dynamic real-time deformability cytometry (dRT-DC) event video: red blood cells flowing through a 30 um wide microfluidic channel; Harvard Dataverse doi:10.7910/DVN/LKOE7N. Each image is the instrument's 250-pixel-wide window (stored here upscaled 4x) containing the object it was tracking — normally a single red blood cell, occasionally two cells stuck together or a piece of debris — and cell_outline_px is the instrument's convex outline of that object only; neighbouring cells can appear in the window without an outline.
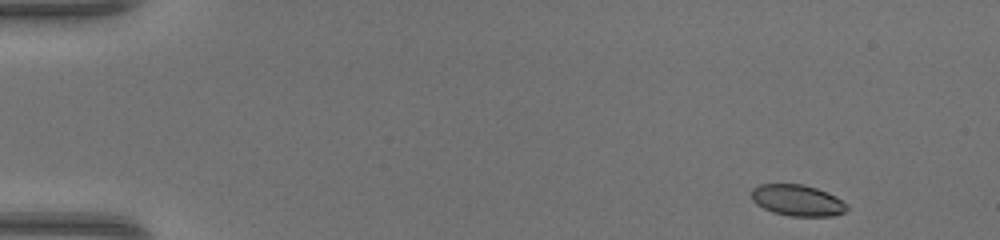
{"species": "common noctule bat (a hibernating species)", "species_latin": "Nyctalus noctula", "temperature_condition": "warm", "stored_images_in_passage": 45, "camera_frame_rate_fps": 3000, "um_per_image_px": 0.085, "animal": {"sex": "female", "body_mass_g": 17.0, "forearm_length_mm": 48.0}, "frame": {"image": 1, "passage_image": 1, "time_ms": 0.0, "image_size_px": [1000, 240], "cell_outline_px": [[848, 208], [844, 212], [832, 216], [788, 216], [772, 212], [756, 204], [752, 200], [752, 188], [760, 184], [804, 184], [816, 188], [836, 196], [848, 204]], "centroid_in_image_um": [67.78, 17.03], "position_along_channel_um": 17.2, "area_um2": 17.46}}
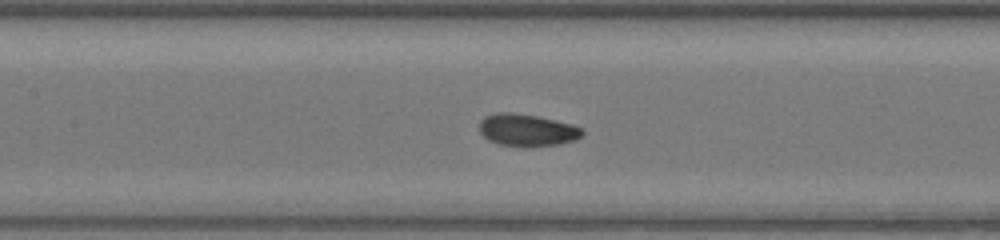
{"frame": {"image": 2, "passage_image": 20, "time_ms": 6.333, "image_size_px": [1000, 240], "cell_outline_px": [[584, 132], [576, 140], [560, 144], [500, 144], [488, 140], [480, 132], [480, 120], [484, 116], [496, 112], [512, 112], [536, 116], [556, 120], [572, 124], [580, 128]], "centroid_in_image_um": [44.78, 11.01], "position_along_channel_um": 162.6, "area_um2": 18.67}}
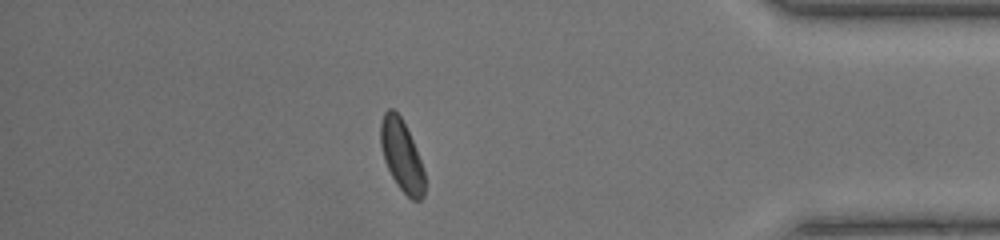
{"frame": {"image": 3, "passage_image": 39, "time_ms": 12.667, "image_size_px": [1000, 240], "cell_outline_px": [[424, 196], [420, 200], [412, 200], [396, 184], [384, 160], [380, 144], [380, 124], [384, 112], [388, 108], [392, 108], [400, 116], [412, 140], [420, 160], [424, 172]], "centroid_in_image_um": [34.12, 13.22], "position_along_channel_um": 401.1, "area_um2": 18.03}, "authors_computed_cell_mechanics": {"area_um2": 18.6116, "velocity_mm_per_s": 4.309, "shape_relaxation_time_tau1_ms": 3.2776, "shape_relaxation_time_tau2_ms": 1.9728, "deformation_change_tau1": 0.1218, "deformation_change_tau2": 0.0611}}